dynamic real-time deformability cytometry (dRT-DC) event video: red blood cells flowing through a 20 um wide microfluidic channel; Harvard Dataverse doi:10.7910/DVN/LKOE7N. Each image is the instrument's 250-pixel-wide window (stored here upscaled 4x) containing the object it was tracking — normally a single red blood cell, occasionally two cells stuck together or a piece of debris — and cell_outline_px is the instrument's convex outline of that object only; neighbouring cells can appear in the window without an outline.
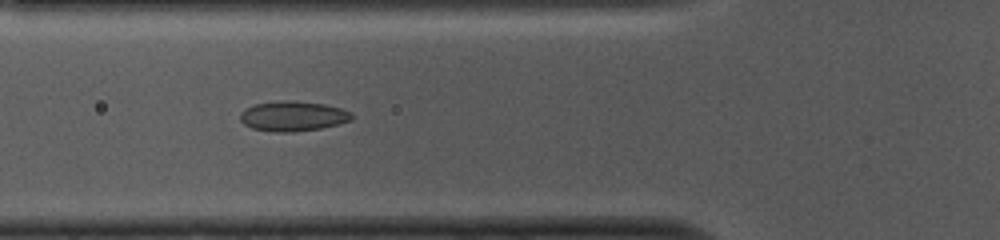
{"species": "common noctule bat (a hibernating species)", "species_latin": "Nyctalus noctula", "temperature_condition": "cold", "stored_images_in_passage": 41, "camera_frame_rate_fps": 3000, "um_per_image_px": 0.085, "animal": {"sex": "female", "body_mass_g": 10.0, "forearm_length_mm": 53.1}, "frame": {"image": 1, "passage_image": 7, "time_ms": 2.0, "image_size_px": [1000, 240], "cell_outline_px": [[352, 120], [320, 128], [292, 132], [272, 132], [252, 128], [244, 124], [240, 120], [240, 112], [244, 108], [256, 104], [280, 100], [296, 100], [324, 104], [340, 108], [352, 112]], "centroid_in_image_um": [24.87, 9.86], "position_along_channel_um": 100.9, "area_um2": 19.59}}
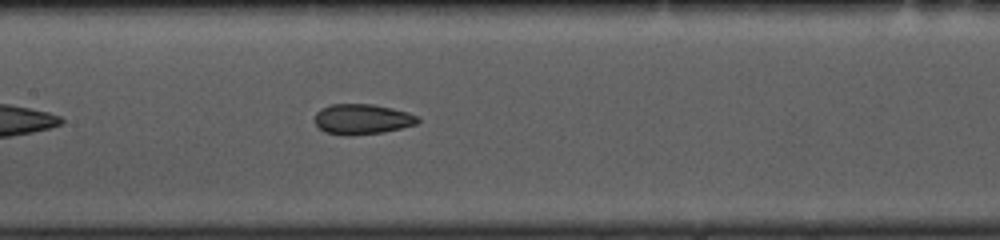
{"frame": {"image": 2, "passage_image": 13, "time_ms": 4.0, "image_size_px": [1000, 240], "cell_outline_px": [[420, 120], [416, 124], [384, 132], [352, 136], [344, 136], [324, 132], [316, 124], [316, 112], [320, 108], [332, 104], [372, 104], [392, 108], [408, 112], [420, 116]], "centroid_in_image_um": [30.79, 10.13], "position_along_channel_um": 176.6, "area_um2": 18.38}}
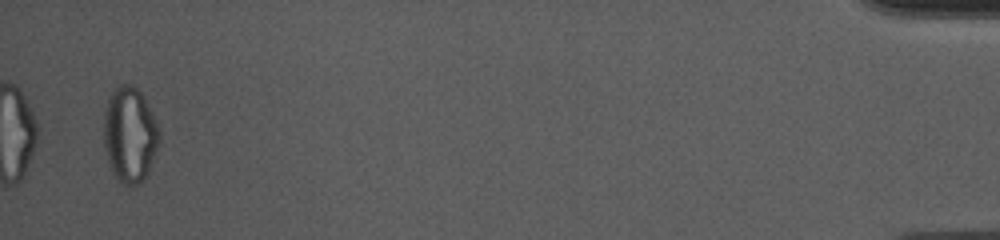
{"frame": {"image": 3, "passage_image": 40, "time_ms": 13.0, "image_size_px": [1000, 240], "cell_outline_px": [[160, 140], [148, 172], [136, 184], [128, 188], [120, 184], [116, 180], [112, 172], [104, 148], [104, 112], [108, 96], [120, 84], [132, 84], [144, 96], [160, 132]], "centroid_in_image_um": [11.01, 11.46], "position_along_channel_um": 424.2, "area_um2": 30.98}, "authors_computed_cell_mechanics": {"area_um2": 19.2474, "velocity_mm_per_s": 3.7612, "shape_relaxation_time_tau1_ms": null, "shape_relaxation_time_tau2_ms": 2.2531, "deformation_change_tau1": null, "deformation_change_tau2": 0.0782}}